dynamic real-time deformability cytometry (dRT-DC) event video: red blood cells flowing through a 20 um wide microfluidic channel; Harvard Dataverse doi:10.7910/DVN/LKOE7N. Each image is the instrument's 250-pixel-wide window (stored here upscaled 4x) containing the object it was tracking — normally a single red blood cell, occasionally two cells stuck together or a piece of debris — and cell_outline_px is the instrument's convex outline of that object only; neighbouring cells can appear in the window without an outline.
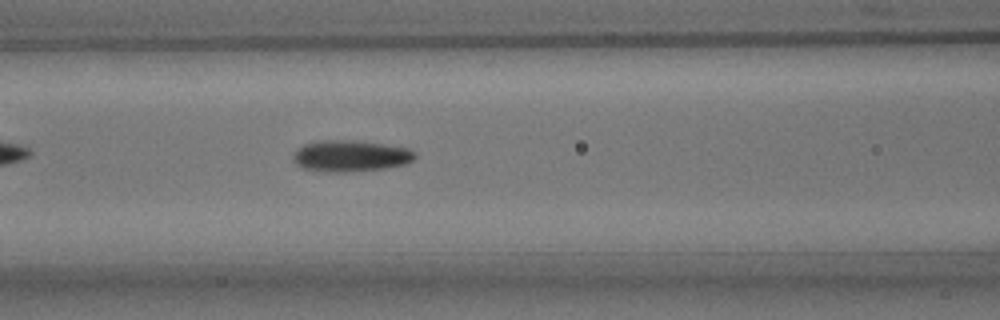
{"species": "common noctule bat (a hibernating species)", "species_latin": "Nyctalus noctula", "temperature_condition": "room temperature", "stored_images_in_passage": 40, "camera_frame_rate_fps": 3000, "um_per_image_px": 0.085, "animal": {"sex": "male", "body_mass_g": 15.6}, "frame": {"image": 1, "passage_image": 11, "time_ms": 3.333, "image_size_px": [1000, 320], "cell_outline_px": [[416, 156], [412, 160], [404, 164], [384, 168], [340, 172], [328, 172], [304, 168], [296, 164], [292, 160], [296, 152], [304, 144], [320, 140], [356, 140], [384, 144], [408, 148]], "centroid_in_image_um": [29.78, 13.24], "position_along_channel_um": 136.8, "area_um2": 21.91}}
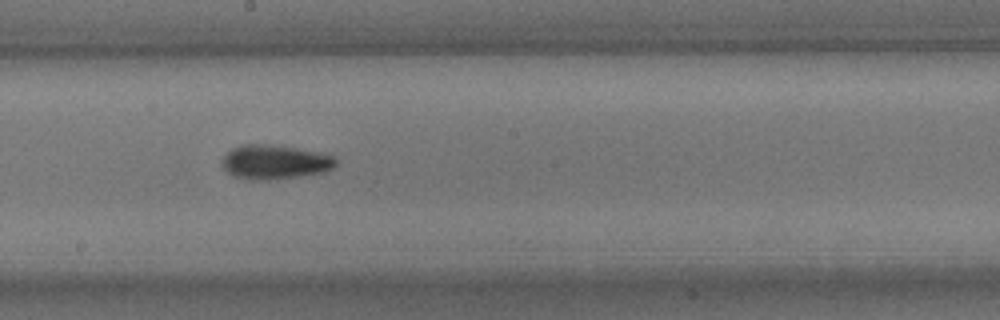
{"frame": {"image": 2, "passage_image": 18, "time_ms": 5.667, "image_size_px": [1000, 320], "cell_outline_px": [[336, 164], [332, 168], [324, 172], [296, 176], [264, 180], [256, 180], [232, 176], [220, 164], [220, 160], [232, 148], [244, 144], [264, 144], [296, 148], [324, 152], [332, 156], [336, 160]], "centroid_in_image_um": [23.33, 13.76], "position_along_channel_um": 224.9, "area_um2": 22.6}}
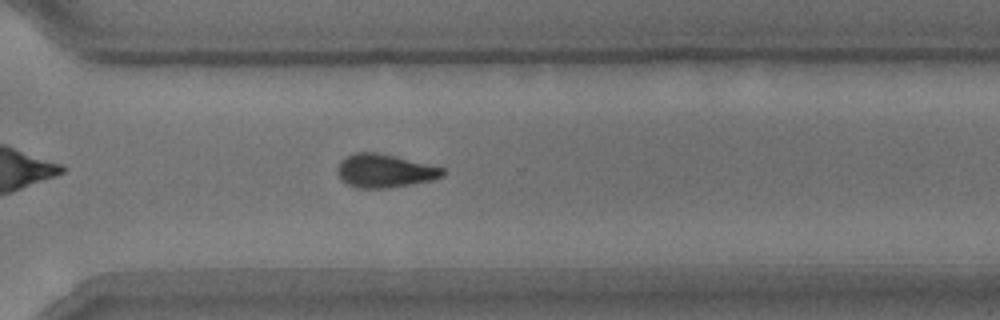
{"frame": {"image": 3, "passage_image": 27, "time_ms": 8.667, "image_size_px": [1000, 320], "cell_outline_px": [[444, 176], [432, 180], [388, 188], [356, 188], [348, 184], [336, 172], [336, 168], [340, 160], [356, 152], [376, 152], [396, 156], [444, 168]], "centroid_in_image_um": [32.69, 14.52], "position_along_channel_um": 337.9, "area_um2": 20.4}, "authors_computed_cell_mechanics": {"area_um2": 20.808, "velocity_mm_per_s": 3.7851, "shape_relaxation_time_tau1_ms": 4.3083, "shape_relaxation_time_tau2_ms": 6.4177, "deformation_change_tau1": 0.1326, "deformation_change_tau2": 0.128}}